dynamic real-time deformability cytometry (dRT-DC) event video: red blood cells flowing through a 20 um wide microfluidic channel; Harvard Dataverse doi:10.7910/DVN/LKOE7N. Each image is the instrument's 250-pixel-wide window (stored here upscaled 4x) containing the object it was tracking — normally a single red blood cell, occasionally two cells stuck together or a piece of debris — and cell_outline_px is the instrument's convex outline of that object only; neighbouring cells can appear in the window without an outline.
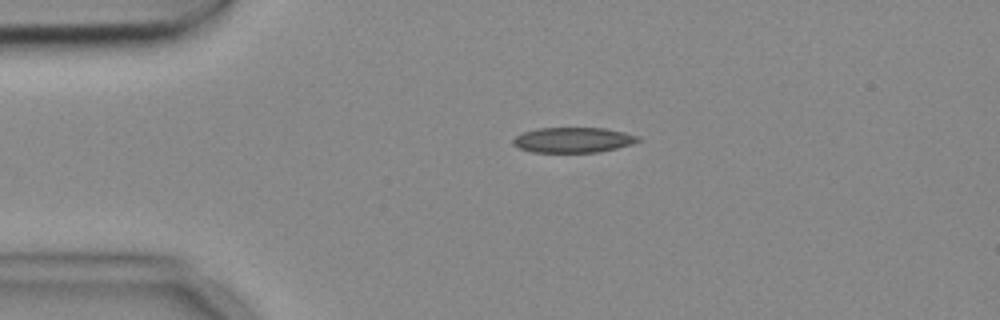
{"species": "common noctule bat (a hibernating species)", "species_latin": "Nyctalus noctula", "temperature_condition": "cold", "stored_images_in_passage": 2, "camera_frame_rate_fps": 3000, "um_per_image_px": 0.085, "animal": {"sex": "female", "body_mass_g": 18.4}, "frame": {"image": 1, "passage_image": 1, "time_ms": 0.0, "image_size_px": [1000, 320], "cell_outline_px": [[644, 140], [632, 144], [600, 152], [532, 152], [520, 148], [512, 144], [512, 140], [516, 136], [524, 132], [536, 128], [604, 128], [624, 132], [640, 136]], "centroid_in_image_um": [48.75, 11.89], "position_along_channel_um": 36.2, "area_um2": 18.5}}
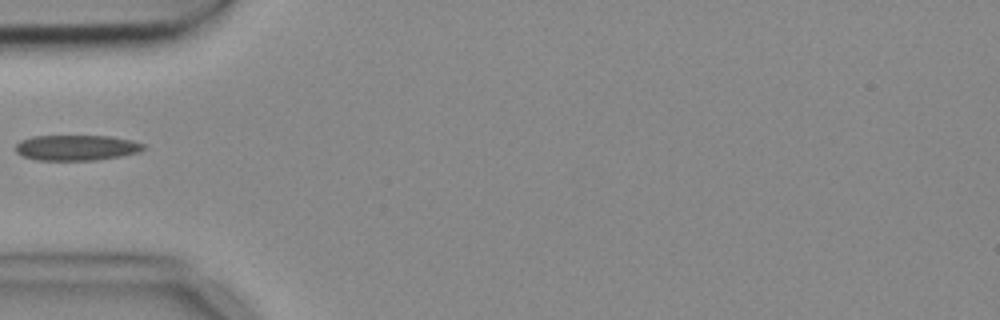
{"frame": {"image": 2, "passage_image": 2, "time_ms": 0.333, "image_size_px": [1000, 320], "cell_outline_px": [[148, 148], [140, 152], [120, 156], [92, 160], [36, 160], [20, 156], [16, 152], [16, 144], [20, 140], [32, 136], [112, 136], [132, 140], [144, 144]], "centroid_in_image_um": [6.5, 12.55], "position_along_channel_um": 78.5, "area_um2": 19.19}}